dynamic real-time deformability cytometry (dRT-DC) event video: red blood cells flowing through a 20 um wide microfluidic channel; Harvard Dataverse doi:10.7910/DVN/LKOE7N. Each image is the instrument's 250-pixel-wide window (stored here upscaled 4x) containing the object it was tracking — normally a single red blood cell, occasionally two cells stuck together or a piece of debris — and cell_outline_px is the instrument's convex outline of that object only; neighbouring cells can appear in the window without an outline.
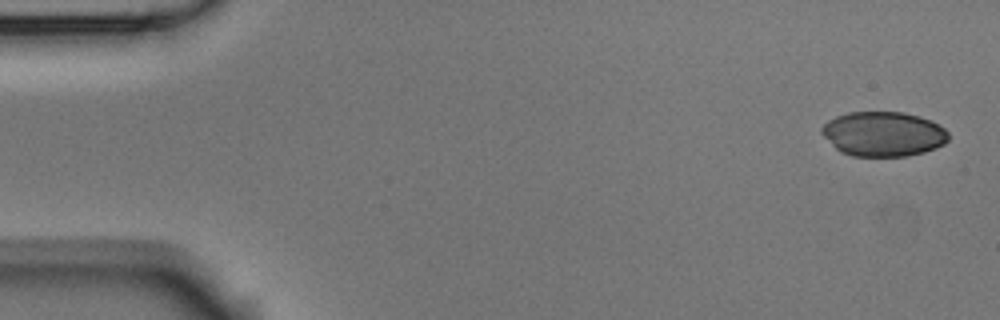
{"species": "Egyptian fruit bat (a non-hibernating species)", "species_latin": "Rousettus aegyptiacus", "temperature_condition": "room temperature", "stored_images_in_passage": 5, "camera_frame_rate_fps": 3000, "um_per_image_px": 0.085, "animal": {"sex": "male"}, "frame": {"image": 1, "passage_image": 1, "time_ms": 0.0, "image_size_px": [1000, 320], "cell_outline_px": [[948, 140], [944, 144], [936, 148], [924, 152], [908, 156], [852, 156], [840, 152], [820, 132], [820, 128], [828, 120], [836, 116], [848, 112], [904, 112], [920, 116], [932, 120], [940, 124], [948, 132]], "centroid_in_image_um": [75.1, 11.38], "position_along_channel_um": 9.9, "area_um2": 33.29}}